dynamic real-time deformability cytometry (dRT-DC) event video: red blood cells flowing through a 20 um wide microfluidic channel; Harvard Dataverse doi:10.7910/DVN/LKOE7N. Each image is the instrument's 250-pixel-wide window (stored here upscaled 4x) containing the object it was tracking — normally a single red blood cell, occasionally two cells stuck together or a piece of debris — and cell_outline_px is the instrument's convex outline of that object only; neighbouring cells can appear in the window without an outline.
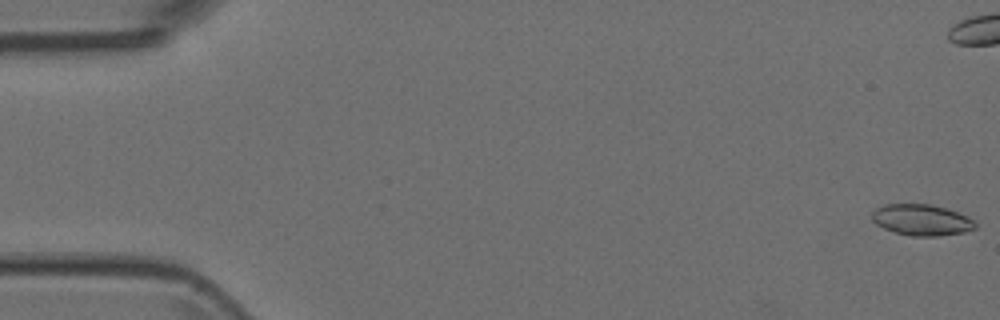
{"species": "Egyptian fruit bat (a non-hibernating species)", "species_latin": "Rousettus aegyptiacus", "temperature_condition": "room temperature", "stored_images_in_passage": 52, "camera_frame_rate_fps": 3000, "um_per_image_px": 0.085, "animal": {"sex": "female"}, "frame": {"image": 1, "passage_image": 1, "time_ms": 0.0, "image_size_px": [1000, 320], "cell_outline_px": [[976, 228], [964, 232], [936, 236], [912, 236], [896, 232], [884, 228], [876, 224], [872, 220], [872, 212], [876, 208], [884, 204], [932, 204], [968, 216], [976, 224]], "centroid_in_image_um": [78.32, 18.69], "position_along_channel_um": 6.7, "area_um2": 18.61}}
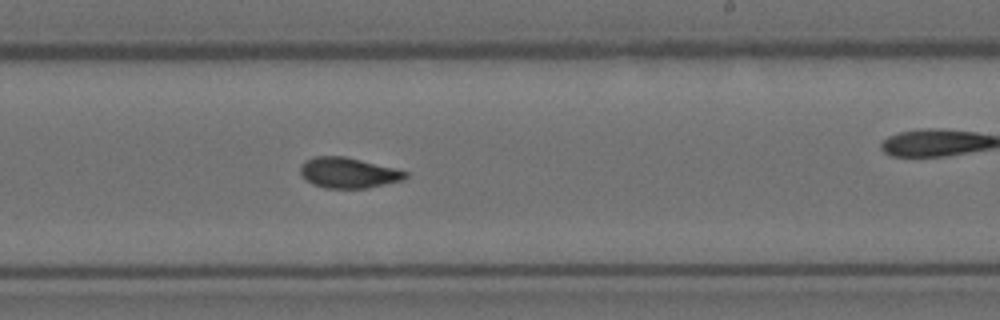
{"frame": {"image": 2, "passage_image": 31, "time_ms": 10.0, "image_size_px": [1000, 320], "cell_outline_px": [[408, 176], [404, 180], [368, 188], [324, 188], [312, 184], [300, 172], [300, 164], [304, 160], [316, 156], [344, 156], [408, 172]], "centroid_in_image_um": [29.59, 14.69], "position_along_channel_um": 259.4, "area_um2": 18.55}}
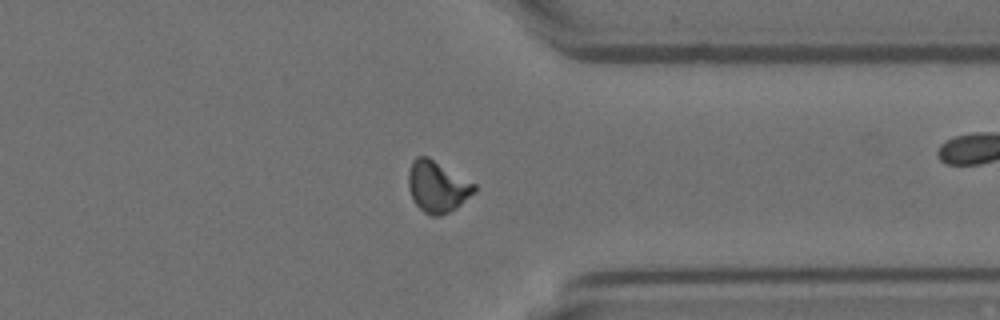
{"frame": {"image": 3, "passage_image": 40, "time_ms": 13.0, "image_size_px": [1000, 320], "cell_outline_px": [[476, 192], [456, 208], [440, 216], [432, 216], [424, 212], [412, 200], [408, 188], [408, 172], [412, 160], [416, 156], [428, 156], [476, 184]], "centroid_in_image_um": [37.16, 15.86], "position_along_channel_um": 374.2, "area_um2": 19.88}}